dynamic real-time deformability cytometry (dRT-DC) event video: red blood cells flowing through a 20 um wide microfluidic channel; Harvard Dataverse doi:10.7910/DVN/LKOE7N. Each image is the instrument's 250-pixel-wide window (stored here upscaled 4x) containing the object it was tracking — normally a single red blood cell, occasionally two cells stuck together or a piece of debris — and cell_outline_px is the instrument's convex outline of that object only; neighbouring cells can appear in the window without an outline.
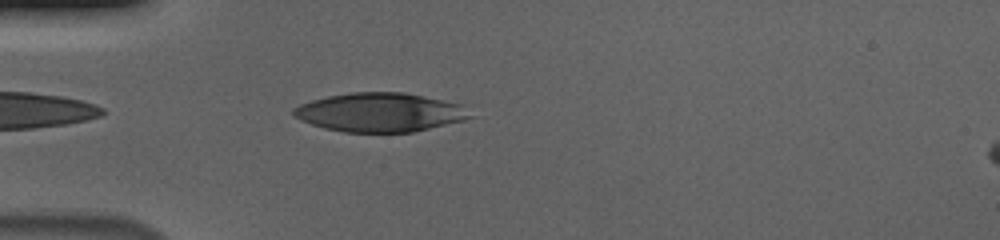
{"species": "human", "species_latin": "Homo sapiens", "temperature_condition": "cold", "stored_images_in_passage": 4, "camera_frame_rate_fps": 3000, "um_per_image_px": 0.085, "donor": {"sex": "male"}, "frame": {"image": 1, "passage_image": 2, "time_ms": 0.333, "image_size_px": [1000, 240], "cell_outline_px": [[472, 116], [464, 120], [412, 132], [344, 132], [324, 128], [300, 120], [292, 112], [292, 108], [300, 104], [312, 100], [328, 96], [352, 92], [404, 92], [460, 104]], "centroid_in_image_um": [32.25, 9.55], "position_along_channel_um": 52.7, "area_um2": 39.65}}